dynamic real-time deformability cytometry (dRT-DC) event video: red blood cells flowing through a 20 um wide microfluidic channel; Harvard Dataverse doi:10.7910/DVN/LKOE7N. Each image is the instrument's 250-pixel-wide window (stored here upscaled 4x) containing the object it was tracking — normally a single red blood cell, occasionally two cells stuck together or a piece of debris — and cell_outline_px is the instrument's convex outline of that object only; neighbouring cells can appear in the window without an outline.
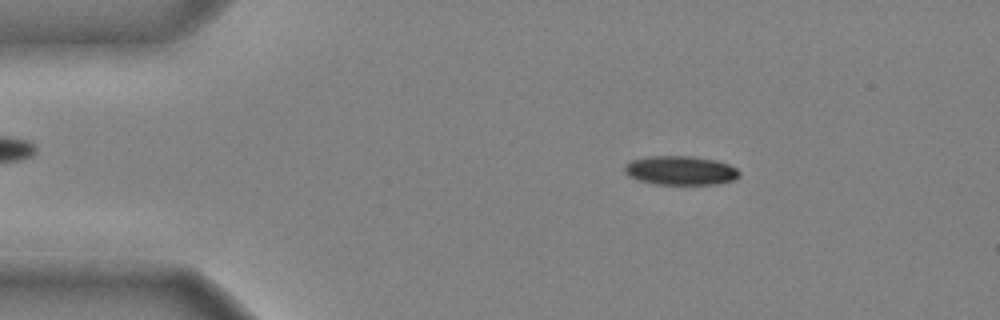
{"species": "common noctule bat (a hibernating species)", "species_latin": "Nyctalus noctula", "temperature_condition": "cold", "stored_images_in_passage": 48, "camera_frame_rate_fps": 3000, "um_per_image_px": 0.085, "animal": {"sex": "male", "body_mass_g": 20.4}, "frame": {"image": 1, "passage_image": 8, "time_ms": 2.333, "image_size_px": [1000, 320], "cell_outline_px": [[740, 176], [736, 180], [716, 184], [656, 184], [640, 180], [628, 176], [624, 172], [624, 164], [632, 160], [648, 156], [692, 156], [716, 160], [728, 164], [736, 168], [740, 172]], "centroid_in_image_um": [57.86, 14.48], "position_along_channel_um": 27.1, "area_um2": 19.54}}
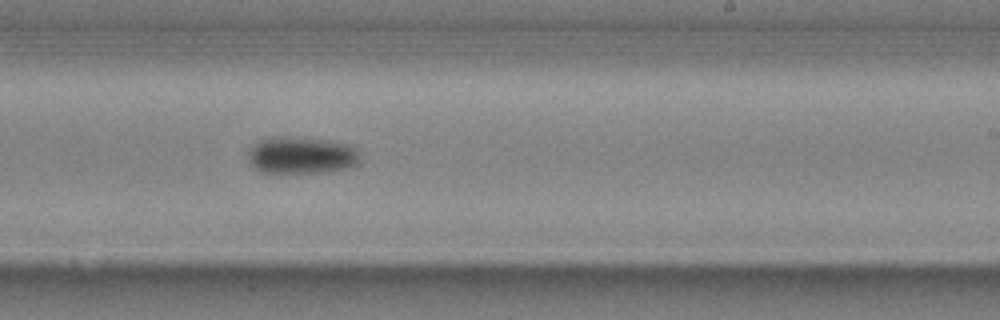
{"frame": {"image": 2, "passage_image": 30, "time_ms": 9.667, "image_size_px": [1000, 320], "cell_outline_px": [[360, 164], [328, 172], [260, 172], [248, 160], [248, 152], [252, 144], [260, 140], [276, 136], [288, 136], [332, 140], [352, 144], [356, 148], [360, 160]], "centroid_in_image_um": [25.65, 13.17], "position_along_channel_um": 263.4, "area_um2": 24.45}}
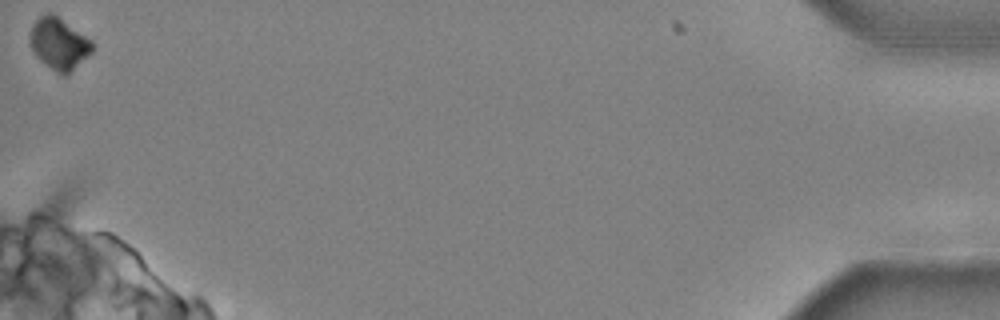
{"frame": {"image": 3, "passage_image": 48, "time_ms": 15.667, "image_size_px": [1000, 320], "cell_outline_px": [[92, 52], [64, 76], [56, 72], [40, 60], [36, 56], [28, 40], [28, 36], [32, 24], [40, 16], [48, 12], [52, 12], [92, 40]], "centroid_in_image_um": [4.97, 3.68], "position_along_channel_um": 430.2, "area_um2": 18.61}, "authors_computed_cell_mechanics": {"area_um2": 21.5594, "velocity_mm_per_s": 3.9749, "shape_relaxation_time_tau1_ms": 4.8582, "shape_relaxation_time_tau2_ms": null, "deformation_change_tau1": 0.151, "deformation_change_tau2": null}}